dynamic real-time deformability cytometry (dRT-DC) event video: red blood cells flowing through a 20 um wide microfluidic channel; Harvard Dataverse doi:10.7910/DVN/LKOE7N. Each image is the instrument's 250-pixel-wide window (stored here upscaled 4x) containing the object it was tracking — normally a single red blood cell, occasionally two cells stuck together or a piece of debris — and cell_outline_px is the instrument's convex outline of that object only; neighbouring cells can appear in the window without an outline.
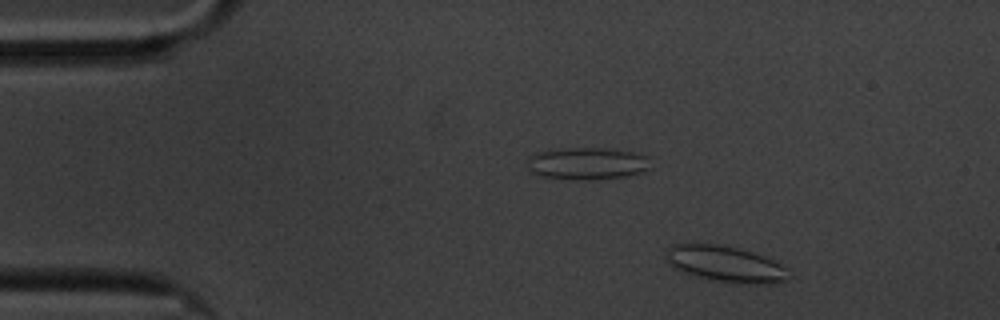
{"species": "common noctule bat (a hibernating species)", "species_latin": "Nyctalus noctula", "temperature_condition": "cold", "stored_images_in_passage": 55, "camera_frame_rate_fps": 3000, "um_per_image_px": 0.085, "animal": {"sex": "male", "body_mass_g": 20.1, "forearm_length_mm": 53.5}, "frame": {"image": 1, "passage_image": 4, "time_ms": 1.0, "image_size_px": [1000, 320], "cell_outline_px": [[792, 276], [788, 280], [772, 284], [728, 284], [708, 280], [692, 276], [672, 268], [668, 264], [664, 256], [668, 248], [672, 244], [716, 244], [736, 248], [752, 252], [764, 256], [788, 268]], "centroid_in_image_um": [61.66, 22.48], "position_along_channel_um": 23.3, "area_um2": 26.59}}
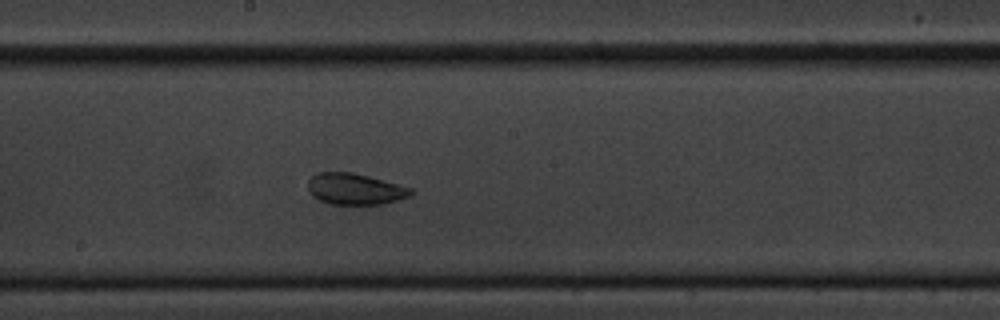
{"frame": {"image": 2, "passage_image": 28, "time_ms": 9.0, "image_size_px": [1000, 320], "cell_outline_px": [[416, 192], [412, 196], [380, 204], [328, 204], [312, 196], [308, 192], [308, 180], [316, 172], [352, 172], [368, 176], [412, 188]], "centroid_in_image_um": [30.17, 16.06], "position_along_channel_um": 218.0, "area_um2": 18.84}}
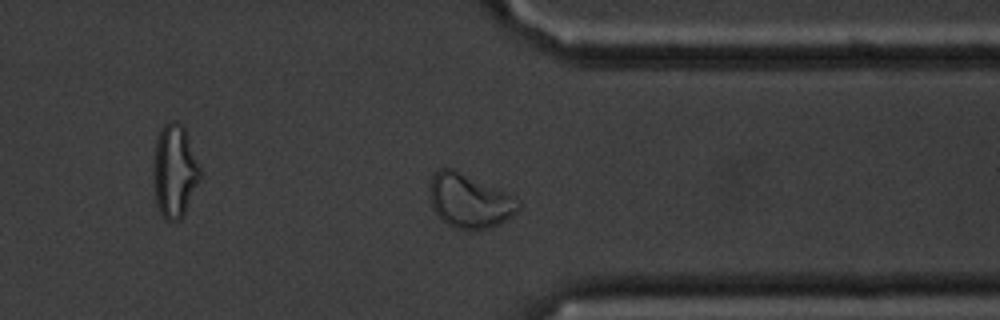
{"frame": {"image": 3, "passage_image": 42, "time_ms": 13.667, "image_size_px": [1000, 320], "cell_outline_px": [[520, 208], [516, 212], [504, 220], [488, 228], [456, 228], [448, 224], [432, 208], [432, 176], [440, 168], [452, 168], [516, 196], [520, 204]], "centroid_in_image_um": [39.95, 17.05], "position_along_channel_um": 371.5, "area_um2": 26.99}, "authors_computed_cell_mechanics": {"area_um2": 21.3282, "velocity_mm_per_s": 3.3349, "shape_relaxation_time_tau1_ms": null, "shape_relaxation_time_tau2_ms": 1.2643, "deformation_change_tau1": null, "deformation_change_tau2": 0.0544}}